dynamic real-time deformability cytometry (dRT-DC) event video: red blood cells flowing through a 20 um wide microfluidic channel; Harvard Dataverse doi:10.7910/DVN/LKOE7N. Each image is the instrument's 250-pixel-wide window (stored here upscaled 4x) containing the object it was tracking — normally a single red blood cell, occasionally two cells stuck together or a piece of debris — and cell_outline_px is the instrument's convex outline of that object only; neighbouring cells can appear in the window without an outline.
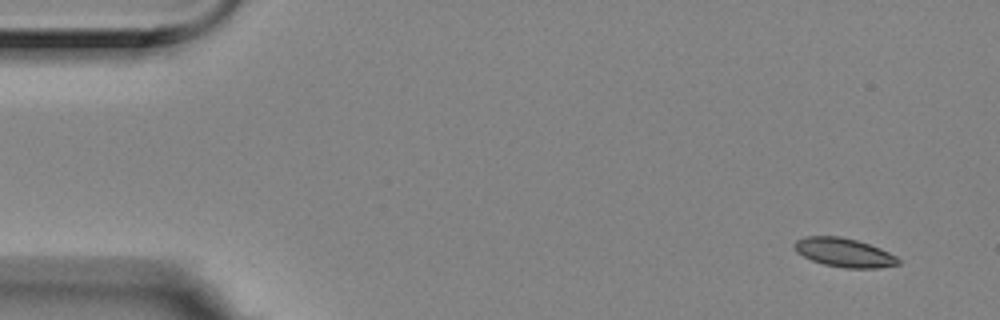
{"species": "Egyptian fruit bat (a non-hibernating species)", "species_latin": "Rousettus aegyptiacus", "temperature_condition": "room temperature", "stored_images_in_passage": 4, "camera_frame_rate_fps": 3000, "um_per_image_px": 0.085, "animal": {"sex": "female"}, "frame": {"image": 1, "passage_image": 1, "time_ms": 0.0, "image_size_px": [1000, 320], "cell_outline_px": [[900, 264], [880, 268], [844, 268], [824, 264], [812, 260], [796, 252], [792, 244], [796, 240], [804, 236], [840, 236], [856, 240], [880, 248], [896, 256], [900, 260]], "centroid_in_image_um": [71.73, 21.46], "position_along_channel_um": 13.3, "area_um2": 17.51}}
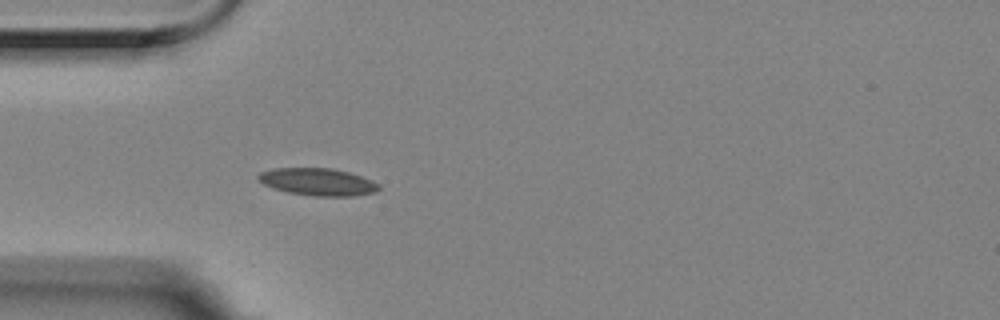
{"frame": {"image": 2, "passage_image": 4, "time_ms": 1.0, "image_size_px": [1000, 320], "cell_outline_px": [[380, 188], [376, 192], [352, 196], [312, 196], [288, 192], [272, 188], [264, 184], [256, 176], [260, 172], [272, 168], [332, 168], [348, 172], [372, 180], [380, 184]], "centroid_in_image_um": [27.01, 15.46], "position_along_channel_um": 58.0, "area_um2": 19.25}}